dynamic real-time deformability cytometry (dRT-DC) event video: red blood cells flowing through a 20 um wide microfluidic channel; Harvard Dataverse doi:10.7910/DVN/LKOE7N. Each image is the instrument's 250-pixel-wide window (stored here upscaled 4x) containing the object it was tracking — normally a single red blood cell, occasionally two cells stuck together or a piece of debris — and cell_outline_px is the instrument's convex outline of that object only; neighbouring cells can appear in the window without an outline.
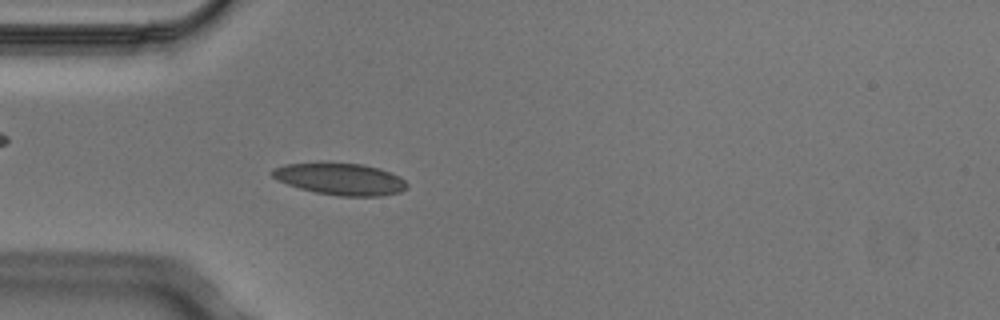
{"species": "Egyptian fruit bat (a non-hibernating species)", "species_latin": "Rousettus aegyptiacus", "temperature_condition": "cold", "stored_images_in_passage": 5, "camera_frame_rate_fps": 3000, "um_per_image_px": 0.085, "animal": {"sex": "male"}, "frame": {"image": 1, "passage_image": 5, "time_ms": 1.333, "image_size_px": [1000, 320], "cell_outline_px": [[408, 188], [400, 192], [380, 196], [340, 196], [316, 192], [300, 188], [288, 184], [272, 176], [272, 168], [288, 164], [320, 160], [364, 164], [380, 168], [400, 176], [408, 184]], "centroid_in_image_um": [28.94, 15.17], "position_along_channel_um": 56.1, "area_um2": 25.61}}